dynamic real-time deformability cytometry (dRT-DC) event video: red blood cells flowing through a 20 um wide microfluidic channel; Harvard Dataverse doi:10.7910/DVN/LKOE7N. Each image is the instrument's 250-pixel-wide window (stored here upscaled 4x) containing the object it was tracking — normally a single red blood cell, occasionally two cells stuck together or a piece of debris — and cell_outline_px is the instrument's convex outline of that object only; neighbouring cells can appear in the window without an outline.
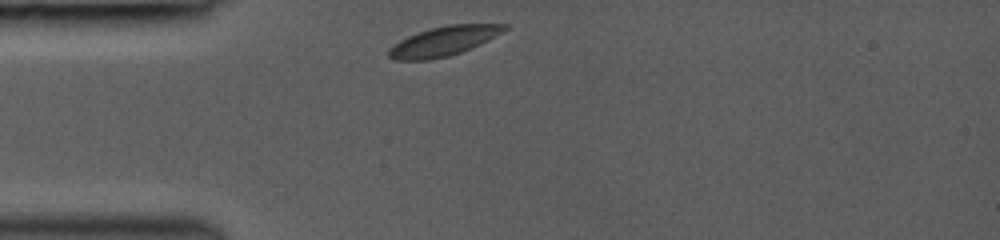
{"species": "common noctule bat (a hibernating species)", "species_latin": "Nyctalus noctula", "temperature_condition": "room temperature", "stored_images_in_passage": 30, "camera_frame_rate_fps": 3000, "um_per_image_px": 0.085, "animal": {"sex": "female", "body_mass_g": 19.0, "forearm_length_mm": 53.3}, "frame": {"image": 1, "passage_image": 1, "time_ms": 0.0, "image_size_px": [1000, 240], "cell_outline_px": [[508, 28], [504, 32], [480, 44], [460, 52], [448, 56], [428, 60], [396, 60], [388, 56], [388, 48], [400, 40], [408, 36], [432, 28], [448, 24], [508, 24]], "centroid_in_image_um": [37.72, 3.49], "position_along_channel_um": 47.3, "area_um2": 19.71}}
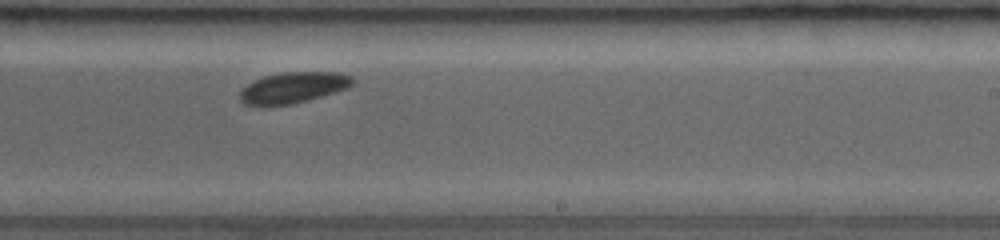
{"frame": {"image": 2, "passage_image": 18, "time_ms": 5.667, "image_size_px": [1000, 240], "cell_outline_px": [[356, 80], [348, 88], [336, 92], [308, 100], [292, 104], [244, 104], [240, 100], [240, 92], [252, 80], [264, 76], [280, 72], [340, 72], [352, 76]], "centroid_in_image_um": [24.98, 7.41], "position_along_channel_um": 264.0, "area_um2": 20.23}}
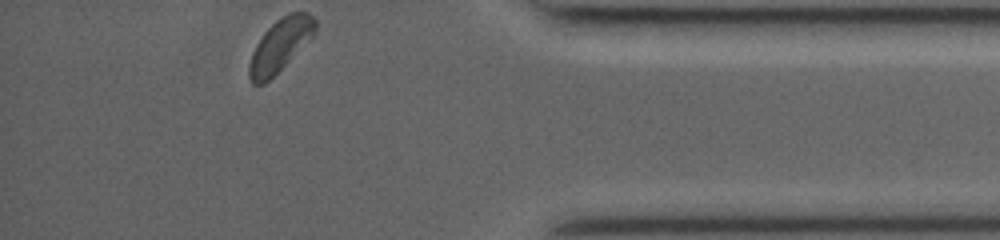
{"frame": {"image": 3, "passage_image": 30, "time_ms": 9.667, "image_size_px": [1000, 240], "cell_outline_px": [[316, 32], [264, 84], [252, 84], [248, 76], [248, 64], [252, 52], [256, 44], [264, 32], [276, 20], [288, 12], [308, 12], [316, 20]], "centroid_in_image_um": [23.78, 3.81], "position_along_channel_um": 411.4, "area_um2": 19.83}, "authors_computed_cell_mechanics": {"area_um2": 20.5768, "velocity_mm_per_s": 4.0957, "shape_relaxation_time_tau1_ms": 2.1855, "shape_relaxation_time_tau2_ms": null, "deformation_change_tau1": 0.0643, "deformation_change_tau2": null}}